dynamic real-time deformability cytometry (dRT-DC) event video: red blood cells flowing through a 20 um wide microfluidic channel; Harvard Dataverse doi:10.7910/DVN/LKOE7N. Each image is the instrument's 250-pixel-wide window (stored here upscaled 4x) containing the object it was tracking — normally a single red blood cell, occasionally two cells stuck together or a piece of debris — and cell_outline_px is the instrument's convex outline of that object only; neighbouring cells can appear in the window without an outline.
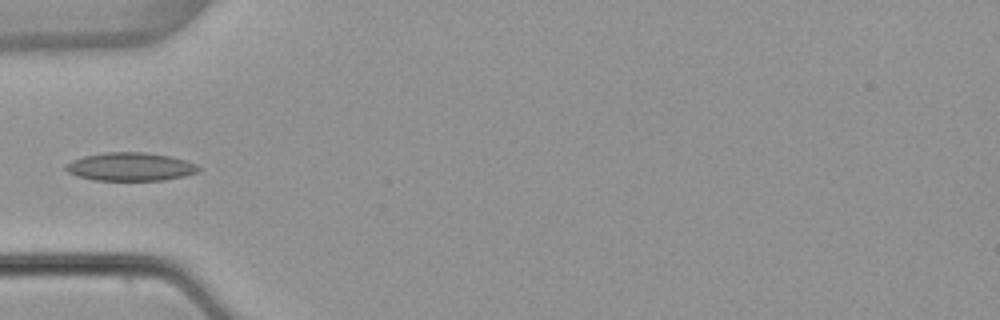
{"species": "common noctule bat (a hibernating species)", "species_latin": "Nyctalus noctula", "temperature_condition": "warm", "stored_images_in_passage": 33, "camera_frame_rate_fps": 3000, "um_per_image_px": 0.085, "animal": {"sex": "female", "body_mass_g": 22.7, "forearm_length_mm": 54.2}, "frame": {"image": 1, "passage_image": 1, "time_ms": 0.0, "image_size_px": [1000, 320], "cell_outline_px": [[200, 168], [196, 172], [184, 176], [164, 180], [92, 180], [76, 176], [68, 172], [64, 168], [72, 160], [84, 156], [104, 152], [144, 152], [168, 156], [184, 160], [196, 164]], "centroid_in_image_um": [11.05, 14.17], "position_along_channel_um": 74.0, "area_um2": 21.73}}
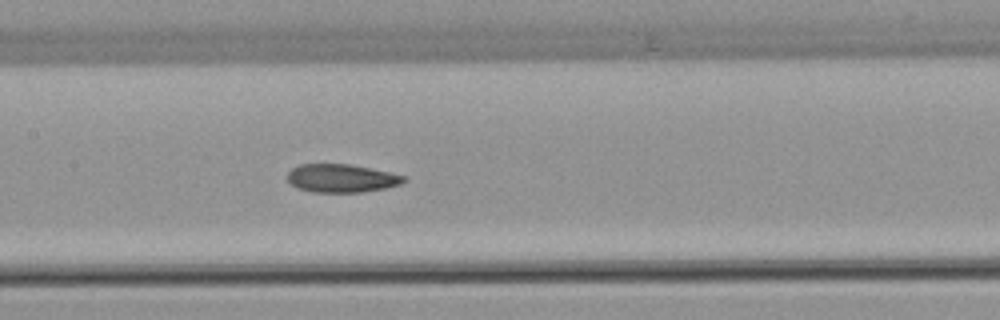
{"frame": {"image": 2, "passage_image": 9, "time_ms": 2.667, "image_size_px": [1000, 320], "cell_outline_px": [[404, 180], [400, 184], [384, 188], [360, 192], [312, 192], [296, 188], [288, 180], [288, 172], [292, 168], [300, 164], [352, 164], [388, 172], [404, 176]], "centroid_in_image_um": [28.97, 15.15], "position_along_channel_um": 178.4, "area_um2": 18.96}}
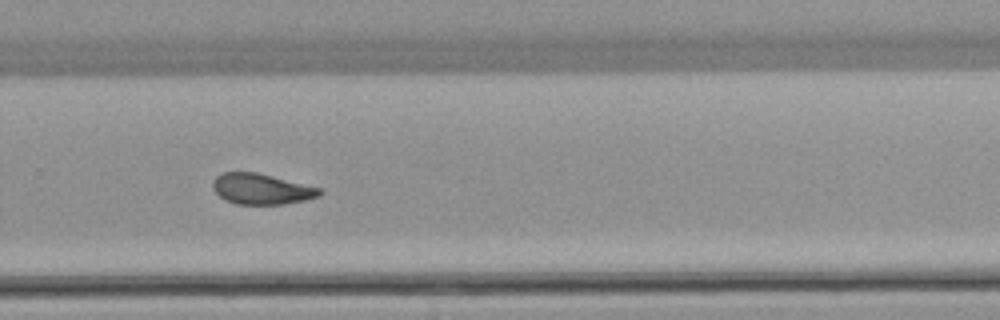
{"frame": {"image": 3, "passage_image": 19, "time_ms": 6.0, "image_size_px": [1000, 320], "cell_outline_px": [[324, 192], [320, 196], [304, 200], [284, 204], [236, 204], [224, 200], [212, 188], [212, 180], [220, 172], [256, 172], [320, 188]], "centroid_in_image_um": [22.19, 16.06], "position_along_channel_um": 307.6, "area_um2": 19.13}}